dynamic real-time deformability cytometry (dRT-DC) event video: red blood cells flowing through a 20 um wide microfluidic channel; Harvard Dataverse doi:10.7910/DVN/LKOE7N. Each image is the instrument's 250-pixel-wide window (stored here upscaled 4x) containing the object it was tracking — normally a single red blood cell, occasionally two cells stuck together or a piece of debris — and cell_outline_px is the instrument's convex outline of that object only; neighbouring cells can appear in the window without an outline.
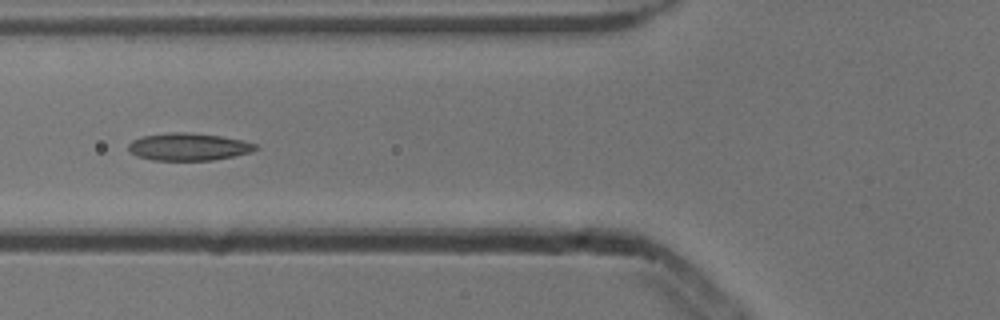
{"species": "common noctule bat (a hibernating species)", "species_latin": "Nyctalus noctula", "temperature_condition": "cold", "stored_images_in_passage": 21, "camera_frame_rate_fps": 3000, "um_per_image_px": 0.085, "animal": {"sex": "male", "body_mass_g": 13.3}, "frame": {"image": 1, "passage_image": 2, "time_ms": 0.333, "image_size_px": [1000, 320], "cell_outline_px": [[260, 148], [252, 152], [212, 160], [152, 160], [136, 156], [128, 152], [128, 144], [132, 140], [144, 136], [172, 132], [184, 132], [220, 136], [240, 140], [256, 144]], "centroid_in_image_um": [16.0, 12.48], "position_along_channel_um": 109.8, "area_um2": 20.23}}
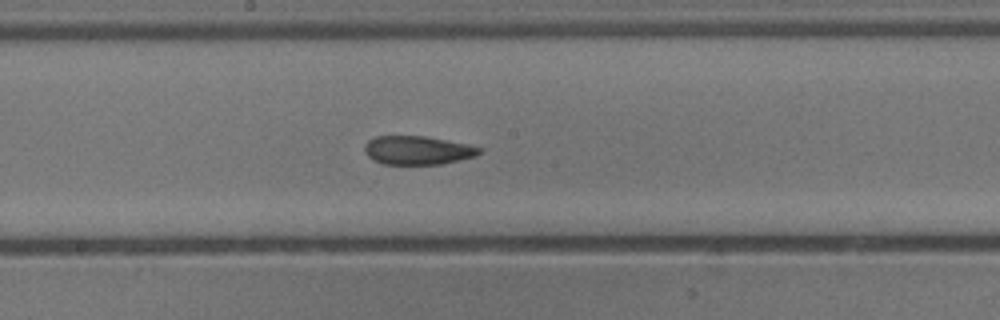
{"frame": {"image": 2, "passage_image": 10, "time_ms": 3.0, "image_size_px": [1000, 320], "cell_outline_px": [[480, 152], [476, 156], [440, 164], [384, 164], [372, 160], [364, 152], [364, 144], [368, 140], [376, 136], [424, 136], [468, 144], [480, 148]], "centroid_in_image_um": [35.44, 12.77], "position_along_channel_um": 212.8, "area_um2": 19.07}}
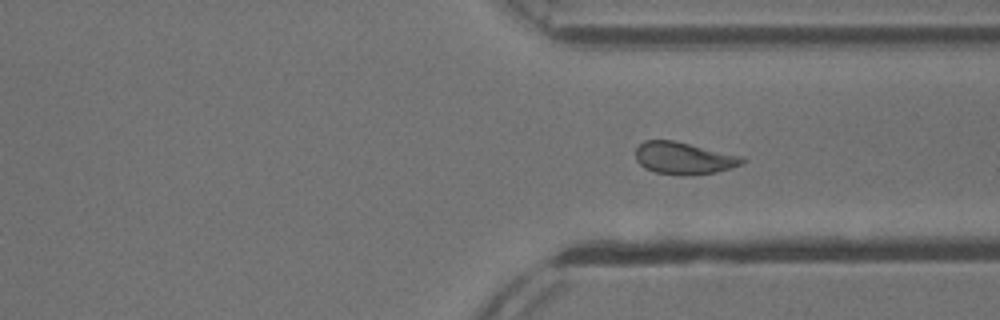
{"frame": {"image": 3, "passage_image": 21, "time_ms": 6.667, "image_size_px": [1000, 320], "cell_outline_px": [[744, 164], [716, 172], [692, 176], [680, 176], [656, 172], [644, 168], [636, 160], [636, 148], [644, 140], [672, 140], [744, 156]], "centroid_in_image_um": [58.13, 13.46], "position_along_channel_um": 353.3, "area_um2": 20.17}}